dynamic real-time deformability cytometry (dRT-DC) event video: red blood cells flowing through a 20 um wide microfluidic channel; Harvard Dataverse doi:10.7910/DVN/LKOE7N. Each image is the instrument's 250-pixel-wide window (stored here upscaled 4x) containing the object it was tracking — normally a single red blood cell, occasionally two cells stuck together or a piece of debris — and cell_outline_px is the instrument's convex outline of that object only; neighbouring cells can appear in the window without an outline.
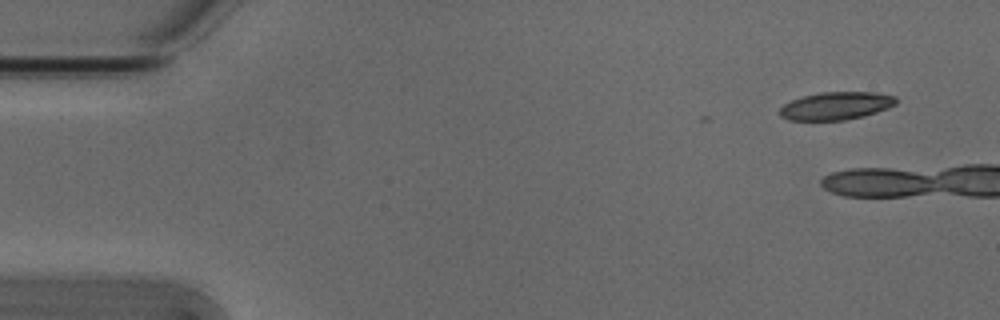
{"species": "Egyptian fruit bat (a non-hibernating species)", "species_latin": "Rousettus aegyptiacus", "temperature_condition": "cold", "stored_images_in_passage": 4, "camera_frame_rate_fps": 3000, "um_per_image_px": 0.085, "animal": {"sex": "male"}, "frame": {"image": 1, "passage_image": 1, "time_ms": 0.0, "image_size_px": [1000, 320], "cell_outline_px": [[896, 104], [888, 108], [864, 116], [844, 120], [788, 120], [780, 116], [780, 108], [784, 104], [792, 100], [804, 96], [820, 92], [876, 92], [896, 96]], "centroid_in_image_um": [71.08, 8.99], "position_along_channel_um": 13.9, "area_um2": 18.84}}